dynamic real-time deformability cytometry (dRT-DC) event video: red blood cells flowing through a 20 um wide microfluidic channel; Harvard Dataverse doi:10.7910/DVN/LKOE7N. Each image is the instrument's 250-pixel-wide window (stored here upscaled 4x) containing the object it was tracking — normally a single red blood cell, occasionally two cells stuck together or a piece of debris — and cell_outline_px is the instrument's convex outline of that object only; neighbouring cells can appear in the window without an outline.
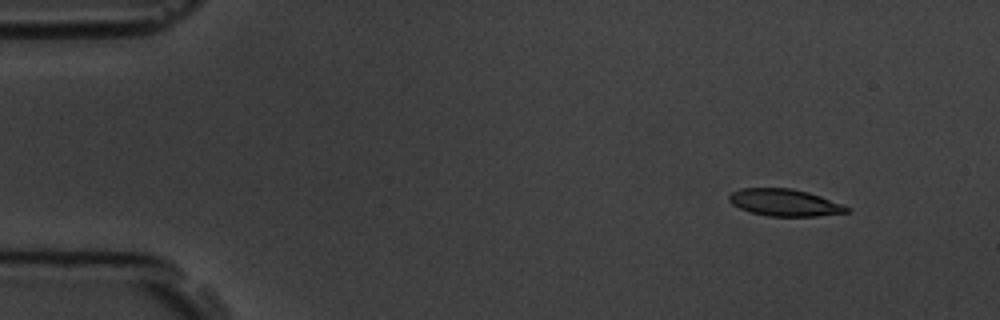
{"species": "common noctule bat (a hibernating species)", "species_latin": "Nyctalus noctula", "temperature_condition": "room temperature", "stored_images_in_passage": 3, "camera_frame_rate_fps": 3000, "um_per_image_px": 0.085, "animal": {"sex": "male", "body_mass_g": 19.5, "forearm_length_mm": 54.6}, "frame": {"image": 1, "passage_image": 1, "time_ms": 0.0, "image_size_px": [1000, 320], "cell_outline_px": [[852, 208], [848, 212], [816, 216], [768, 216], [752, 212], [740, 208], [732, 204], [728, 200], [728, 196], [732, 192], [740, 188], [792, 188], [808, 192], [820, 196]], "centroid_in_image_um": [66.68, 17.21], "position_along_channel_um": 18.3, "area_um2": 18.44}}